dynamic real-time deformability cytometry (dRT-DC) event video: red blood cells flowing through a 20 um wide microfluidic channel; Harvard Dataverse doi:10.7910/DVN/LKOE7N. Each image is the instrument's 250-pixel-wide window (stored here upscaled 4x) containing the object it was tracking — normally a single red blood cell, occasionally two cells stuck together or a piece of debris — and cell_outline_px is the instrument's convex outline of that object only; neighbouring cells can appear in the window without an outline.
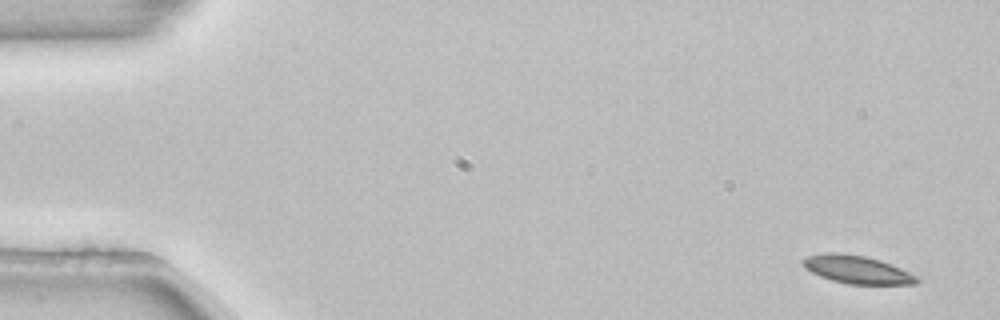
{"species": "common noctule bat (a hibernating species)", "species_latin": "Nyctalus noctula", "temperature_condition": "room temperature", "stored_images_in_passage": 5, "camera_frame_rate_fps": 3000, "um_per_image_px": 0.085, "animal": {"sex": "female", "body_mass_g": 22.7, "forearm_length_mm": 54.2}, "frame": {"image": 1, "passage_image": 1, "time_ms": 0.0, "image_size_px": [1000, 320], "cell_outline_px": [[920, 280], [916, 284], [848, 284], [832, 280], [820, 276], [804, 268], [800, 260], [808, 256], [820, 252], [840, 252], [864, 256], [880, 260], [892, 264], [916, 276]], "centroid_in_image_um": [72.8, 22.9], "position_along_channel_um": 12.2, "area_um2": 18.67}}